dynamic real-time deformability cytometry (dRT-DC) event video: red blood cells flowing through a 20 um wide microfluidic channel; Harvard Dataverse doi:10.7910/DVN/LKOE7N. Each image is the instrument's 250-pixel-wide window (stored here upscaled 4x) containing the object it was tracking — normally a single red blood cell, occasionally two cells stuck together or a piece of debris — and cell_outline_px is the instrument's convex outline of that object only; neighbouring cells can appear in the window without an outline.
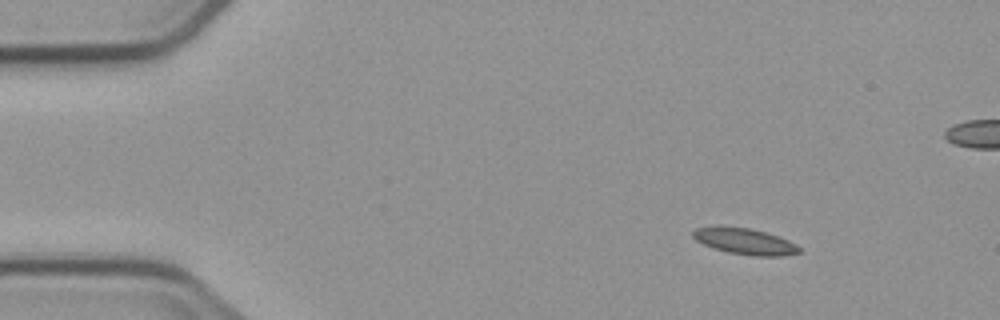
{"species": "common noctule bat (a hibernating species)", "species_latin": "Nyctalus noctula", "temperature_condition": "cold", "stored_images_in_passage": 7, "camera_frame_rate_fps": 3000, "um_per_image_px": 0.085, "animal": {"sex": "male", "body_mass_g": 23.1, "forearm_length_mm": 52.7}, "frame": {"image": 1, "passage_image": 1, "time_ms": 0.0, "image_size_px": [1000, 320], "cell_outline_px": [[800, 252], [784, 256], [752, 256], [728, 252], [704, 244], [696, 240], [692, 236], [692, 232], [696, 228], [716, 224], [748, 228], [764, 232], [788, 240], [796, 244], [800, 248]], "centroid_in_image_um": [63.27, 20.49], "position_along_channel_um": 21.7, "area_um2": 16.3}}
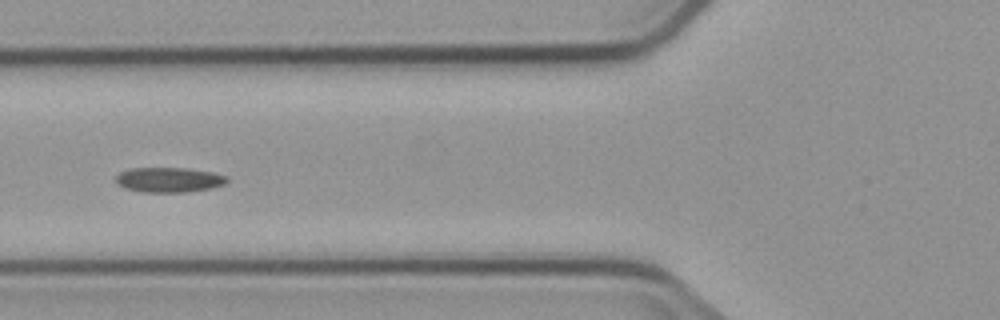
{"frame": {"image": 2, "passage_image": 5, "time_ms": 4.667, "image_size_px": [1000, 320], "cell_outline_px": [[228, 180], [224, 184], [212, 188], [188, 192], [144, 192], [124, 188], [116, 180], [116, 176], [120, 172], [132, 168], [184, 168], [212, 172], [228, 176]], "centroid_in_image_um": [14.39, 15.28], "position_along_channel_um": 111.4, "area_um2": 16.07}}
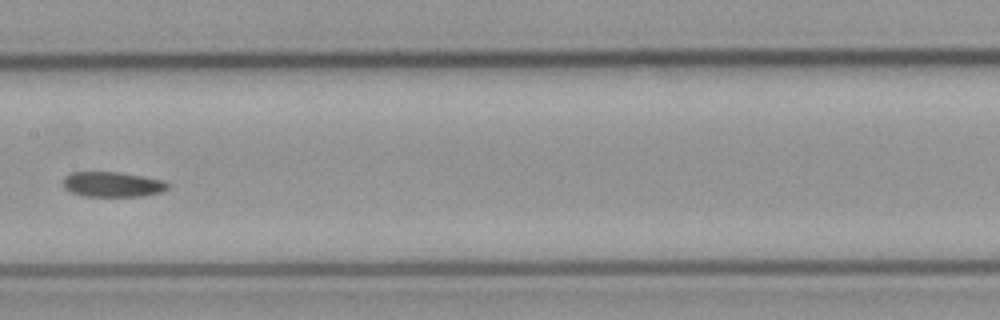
{"frame": {"image": 3, "passage_image": 7, "time_ms": 7.0, "image_size_px": [1000, 320], "cell_outline_px": [[172, 184], [168, 188], [160, 192], [144, 196], [80, 196], [64, 188], [64, 176], [72, 172], [120, 172], [164, 180]], "centroid_in_image_um": [9.59, 15.67], "position_along_channel_um": 197.8, "area_um2": 15.43}}